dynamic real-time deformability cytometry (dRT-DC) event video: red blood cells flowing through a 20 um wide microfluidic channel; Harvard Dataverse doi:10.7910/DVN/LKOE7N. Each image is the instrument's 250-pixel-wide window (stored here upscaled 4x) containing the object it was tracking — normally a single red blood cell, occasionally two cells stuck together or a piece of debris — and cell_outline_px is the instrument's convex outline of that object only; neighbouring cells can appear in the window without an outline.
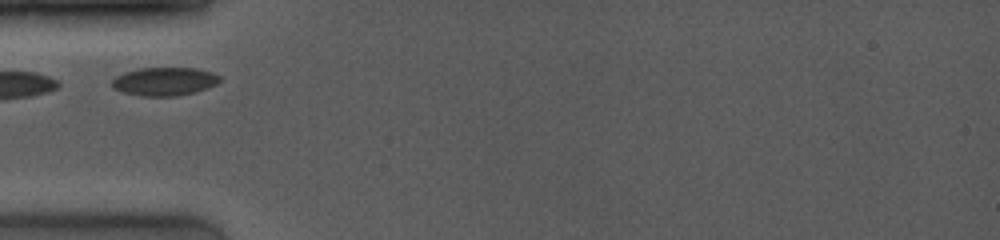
{"species": "common noctule bat (a hibernating species)", "species_latin": "Nyctalus noctula", "temperature_condition": "room temperature", "stored_images_in_passage": 17, "camera_frame_rate_fps": 4000, "um_per_image_px": 0.085, "animal": {"sex": "female", "body_mass_g": 19.0, "forearm_length_mm": 53.3}, "frame": {"image": 1, "passage_image": 1, "time_ms": 0.0, "image_size_px": [1000, 240], "cell_outline_px": [[220, 80], [216, 84], [208, 88], [196, 92], [176, 96], [140, 96], [120, 92], [112, 88], [112, 80], [116, 76], [124, 72], [140, 68], [196, 68], [212, 72], [220, 76]], "centroid_in_image_um": [13.96, 6.93], "position_along_channel_um": 71.0, "area_um2": 17.98}}
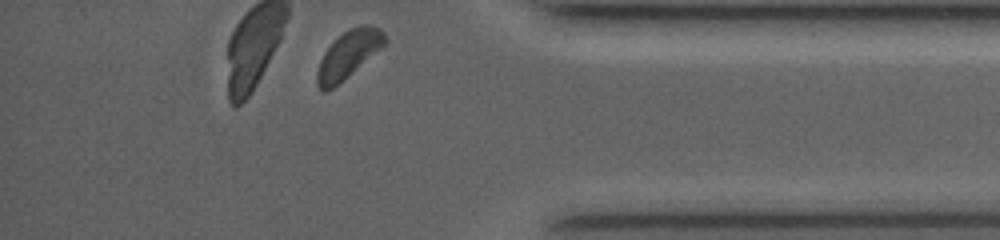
{"frame": {"image": 2, "passage_image": 17, "time_ms": 8.75, "image_size_px": [1000, 240], "cell_outline_px": [[388, 40], [380, 48], [332, 88], [324, 92], [320, 92], [316, 84], [316, 72], [320, 60], [324, 52], [344, 32], [352, 28], [368, 24], [380, 28], [384, 32]], "centroid_in_image_um": [29.58, 4.64], "position_along_channel_um": 405.6, "area_um2": 18.03}}